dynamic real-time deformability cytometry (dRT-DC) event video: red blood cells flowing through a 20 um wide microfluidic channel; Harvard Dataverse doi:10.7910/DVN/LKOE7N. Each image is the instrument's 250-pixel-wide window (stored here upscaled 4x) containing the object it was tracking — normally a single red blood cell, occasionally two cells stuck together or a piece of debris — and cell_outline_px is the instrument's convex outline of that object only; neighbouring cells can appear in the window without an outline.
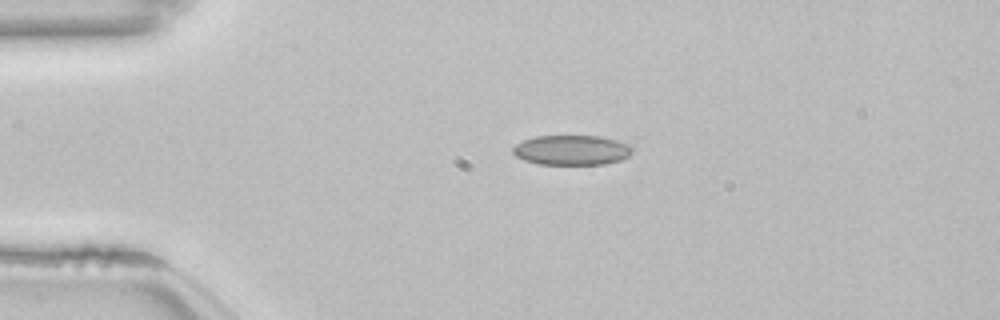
{"species": "common noctule bat (a hibernating species)", "species_latin": "Nyctalus noctula", "temperature_condition": "room temperature", "stored_images_in_passage": 42, "camera_frame_rate_fps": 3000, "um_per_image_px": 0.085, "animal": {"sex": "female", "body_mass_g": 22.7, "forearm_length_mm": 54.2}, "frame": {"image": 1, "passage_image": 1, "time_ms": 0.0, "image_size_px": [1000, 320], "cell_outline_px": [[632, 152], [628, 156], [620, 160], [604, 164], [536, 164], [524, 160], [516, 156], [512, 152], [512, 148], [516, 144], [524, 140], [536, 136], [600, 136], [616, 140], [628, 144], [632, 148]], "centroid_in_image_um": [48.57, 12.76], "position_along_channel_um": 36.4, "area_um2": 20.75}}
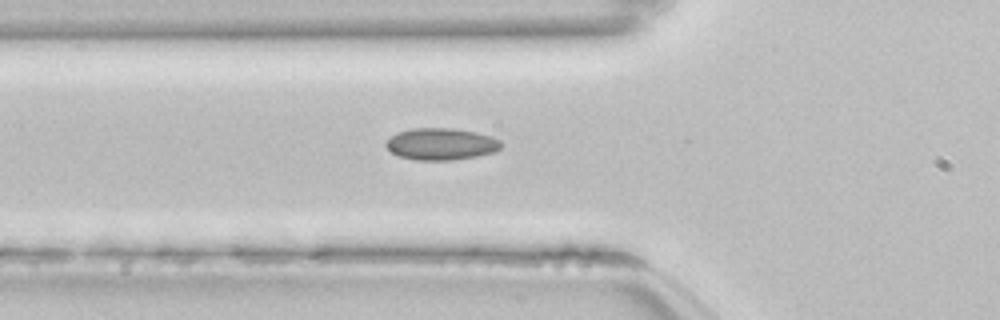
{"frame": {"image": 2, "passage_image": 8, "time_ms": 2.333, "image_size_px": [1000, 320], "cell_outline_px": [[504, 144], [496, 152], [476, 156], [452, 160], [416, 160], [400, 156], [392, 152], [384, 144], [396, 132], [412, 128], [452, 128], [492, 136], [500, 140]], "centroid_in_image_um": [37.52, 12.24], "position_along_channel_um": 88.3, "area_um2": 21.33}}
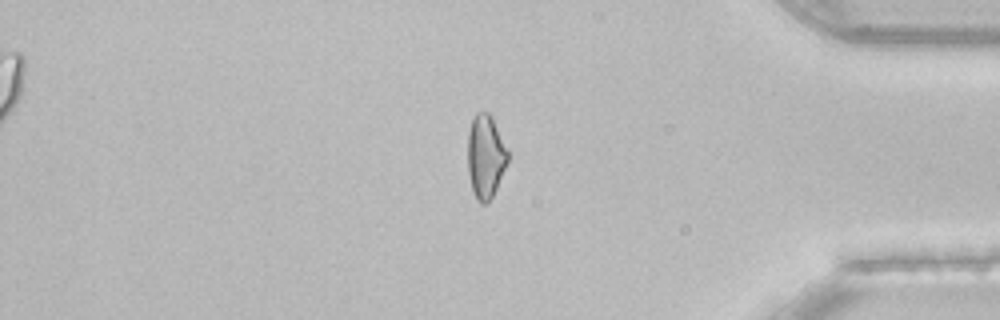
{"frame": {"image": 3, "passage_image": 34, "time_ms": 11.0, "image_size_px": [1000, 320], "cell_outline_px": [[508, 160], [496, 188], [492, 196], [484, 204], [480, 204], [476, 200], [472, 192], [468, 172], [468, 132], [472, 120], [476, 112], [488, 112], [492, 116], [508, 152]], "centroid_in_image_um": [41.25, 13.3], "position_along_channel_um": 394.0, "area_um2": 19.36}, "authors_computed_cell_mechanics": {"area_um2": 20.0855, "velocity_mm_per_s": 3.8465, "shape_relaxation_time_tau1_ms": null, "shape_relaxation_time_tau2_ms": 1.7396, "deformation_change_tau1": null, "deformation_change_tau2": 0.0708}}